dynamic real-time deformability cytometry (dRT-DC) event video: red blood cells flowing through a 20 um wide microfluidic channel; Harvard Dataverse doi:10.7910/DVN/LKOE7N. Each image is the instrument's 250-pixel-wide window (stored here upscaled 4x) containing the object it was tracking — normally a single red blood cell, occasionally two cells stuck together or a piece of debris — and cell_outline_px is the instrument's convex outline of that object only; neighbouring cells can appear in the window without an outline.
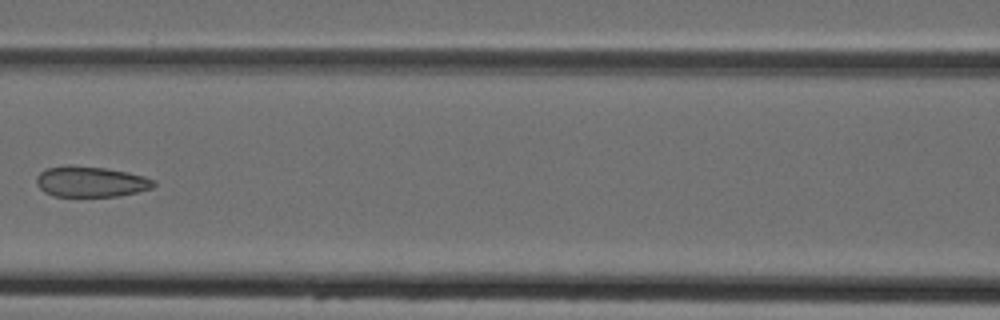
{"species": "Egyptian fruit bat (a non-hibernating species)", "species_latin": "Rousettus aegyptiacus", "temperature_condition": "cold", "stored_images_in_passage": 5, "camera_frame_rate_fps": 3000, "um_per_image_px": 0.085, "animal": {"sex": "female"}, "frame": {"image": 1, "passage_image": 4, "time_ms": 3.667, "image_size_px": [1000, 320], "cell_outline_px": [[156, 184], [152, 188], [120, 196], [52, 196], [44, 192], [36, 184], [36, 176], [40, 172], [48, 168], [68, 164], [104, 168], [128, 172], [144, 176], [156, 180]], "centroid_in_image_um": [7.71, 15.44], "position_along_channel_um": 158.9, "area_um2": 21.1}}
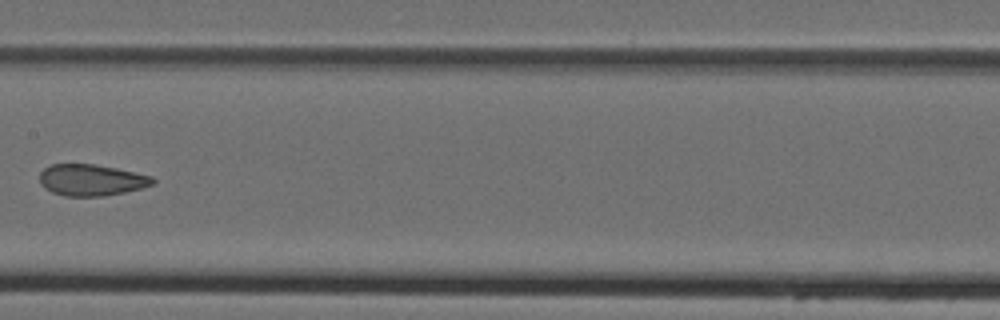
{"frame": {"image": 2, "passage_image": 5, "time_ms": 4.667, "image_size_px": [1000, 320], "cell_outline_px": [[156, 184], [124, 192], [104, 196], [64, 196], [52, 192], [44, 188], [40, 184], [40, 172], [44, 168], [52, 164], [96, 164], [116, 168], [152, 176], [156, 180]], "centroid_in_image_um": [7.76, 15.3], "position_along_channel_um": 199.6, "area_um2": 20.81}}